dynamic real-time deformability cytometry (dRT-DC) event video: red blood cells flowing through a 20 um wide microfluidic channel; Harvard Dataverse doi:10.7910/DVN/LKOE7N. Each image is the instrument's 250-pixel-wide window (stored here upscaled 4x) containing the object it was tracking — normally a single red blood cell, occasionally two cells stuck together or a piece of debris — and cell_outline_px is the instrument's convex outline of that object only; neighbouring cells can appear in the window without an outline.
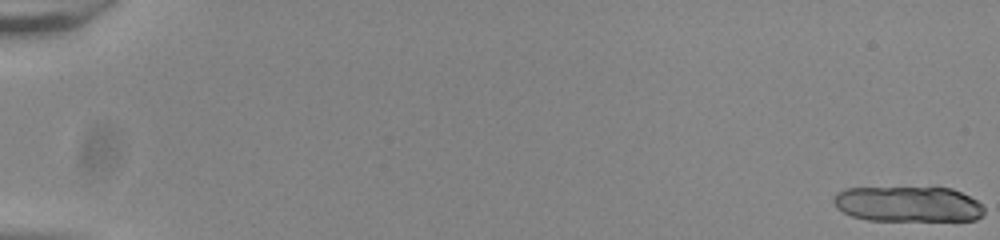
{"species": "common noctule bat (a hibernating species)", "species_latin": "Nyctalus noctula", "temperature_condition": "room temperature", "stored_images_in_passage": 55, "camera_frame_rate_fps": 3000, "um_per_image_px": 0.085, "animal": {"sex": "male", "body_mass_g": 20.0, "forearm_length_mm": 53.3}, "frame": {"image": 1, "passage_image": 1, "time_ms": 0.0, "image_size_px": [1000, 240], "cell_outline_px": [[984, 212], [976, 220], [868, 220], [852, 216], [836, 208], [832, 200], [832, 196], [836, 192], [844, 188], [952, 188], [976, 200], [984, 208]], "centroid_in_image_um": [77.13, 17.35], "position_along_channel_um": 7.9, "area_um2": 31.04}}